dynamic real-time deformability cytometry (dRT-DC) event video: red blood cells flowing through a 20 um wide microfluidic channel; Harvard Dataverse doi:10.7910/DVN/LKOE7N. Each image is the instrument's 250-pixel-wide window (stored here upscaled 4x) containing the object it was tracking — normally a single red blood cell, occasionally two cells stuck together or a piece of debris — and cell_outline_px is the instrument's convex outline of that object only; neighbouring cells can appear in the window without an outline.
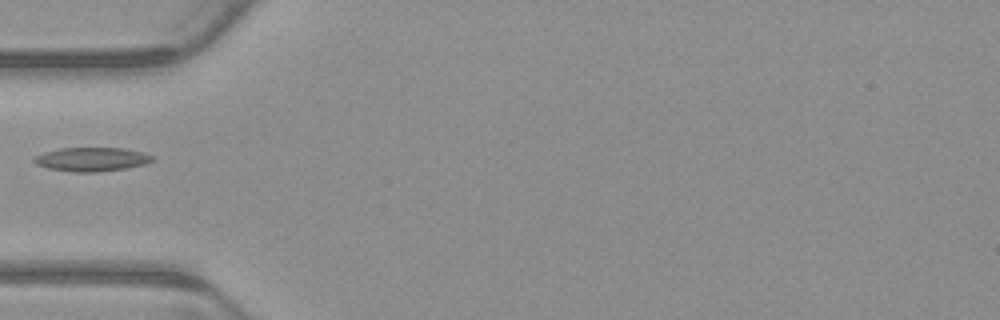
{"species": "common noctule bat (a hibernating species)", "species_latin": "Nyctalus noctula", "temperature_condition": "warm", "stored_images_in_passage": 2, "camera_frame_rate_fps": 3000, "um_per_image_px": 0.085, "animal": {"sex": "male", "body_mass_g": 23.1, "forearm_length_mm": 52.7}, "frame": {"image": 1, "passage_image": 2, "time_ms": 0.333, "image_size_px": [1000, 320], "cell_outline_px": [[156, 160], [144, 164], [124, 168], [96, 172], [72, 172], [48, 168], [36, 164], [32, 160], [36, 156], [44, 152], [60, 148], [124, 148], [156, 156]], "centroid_in_image_um": [7.8, 13.54], "position_along_channel_um": 77.2, "area_um2": 16.42}}